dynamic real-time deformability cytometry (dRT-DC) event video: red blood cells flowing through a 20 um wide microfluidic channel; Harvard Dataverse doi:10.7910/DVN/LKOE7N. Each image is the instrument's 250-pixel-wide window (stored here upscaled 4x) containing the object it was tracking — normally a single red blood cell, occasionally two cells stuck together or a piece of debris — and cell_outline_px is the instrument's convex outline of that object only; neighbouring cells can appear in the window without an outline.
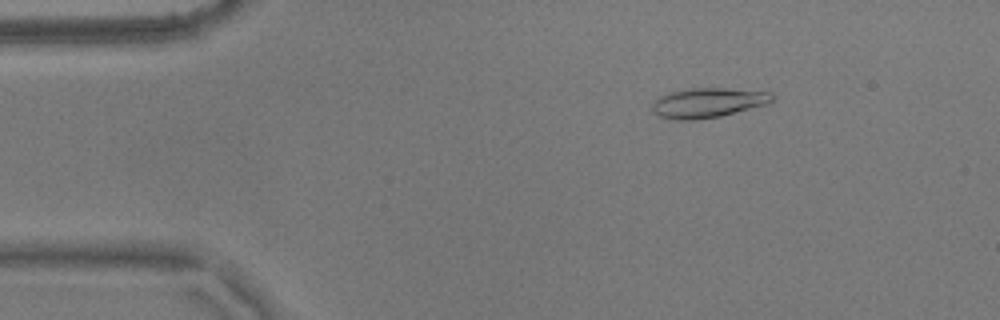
{"species": "common noctule bat (a hibernating species)", "species_latin": "Nyctalus noctula", "temperature_condition": "warm", "stored_images_in_passage": 52, "camera_frame_rate_fps": 3000, "um_per_image_px": 0.085, "animal": {"sex": "male", "body_mass_g": 17.9}, "frame": {"image": 1, "passage_image": 5, "time_ms": 1.333, "image_size_px": [1000, 320], "cell_outline_px": [[772, 100], [768, 104], [720, 116], [696, 120], [676, 120], [660, 116], [652, 108], [652, 104], [660, 96], [672, 92], [692, 88], [724, 88], [772, 92]], "centroid_in_image_um": [60.2, 8.73], "position_along_channel_um": 24.8, "area_um2": 20.52}}
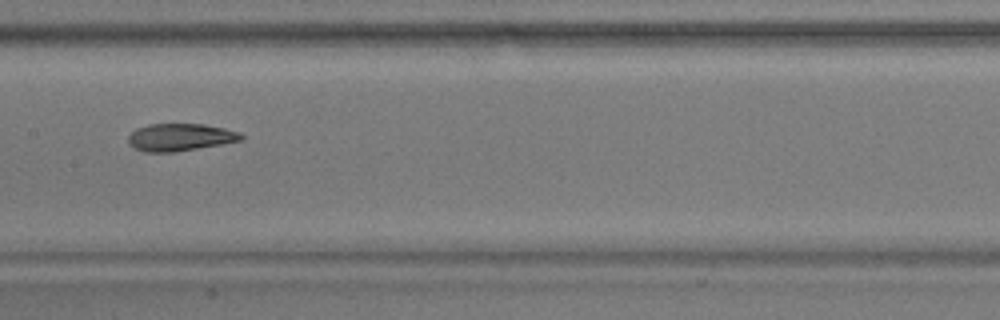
{"frame": {"image": 2, "passage_image": 24, "time_ms": 7.667, "image_size_px": [1000, 320], "cell_outline_px": [[244, 140], [172, 152], [144, 152], [128, 144], [128, 136], [136, 128], [148, 124], [204, 124], [224, 128], [240, 132], [244, 136]], "centroid_in_image_um": [15.31, 11.65], "position_along_channel_um": 192.1, "area_um2": 17.98}}
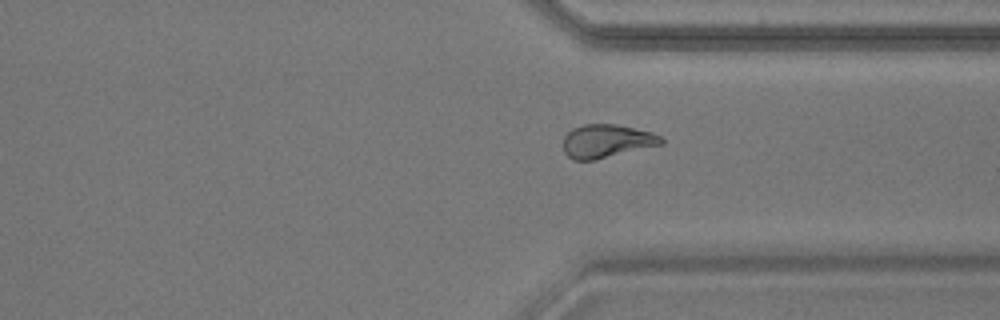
{"frame": {"image": 3, "passage_image": 38, "time_ms": 12.333, "image_size_px": [1000, 320], "cell_outline_px": [[664, 144], [596, 160], [572, 160], [564, 152], [564, 136], [572, 128], [584, 124], [616, 124], [652, 132], [660, 136], [664, 140]], "centroid_in_image_um": [51.57, 12.0], "position_along_channel_um": 359.8, "area_um2": 19.19}, "authors_computed_cell_mechanics": {"area_um2": 19.2763, "velocity_mm_per_s": 3.6028, "shape_relaxation_time_tau1_ms": null, "shape_relaxation_time_tau2_ms": 3.8092, "deformation_change_tau1": null, "deformation_change_tau2": 0.1109}}